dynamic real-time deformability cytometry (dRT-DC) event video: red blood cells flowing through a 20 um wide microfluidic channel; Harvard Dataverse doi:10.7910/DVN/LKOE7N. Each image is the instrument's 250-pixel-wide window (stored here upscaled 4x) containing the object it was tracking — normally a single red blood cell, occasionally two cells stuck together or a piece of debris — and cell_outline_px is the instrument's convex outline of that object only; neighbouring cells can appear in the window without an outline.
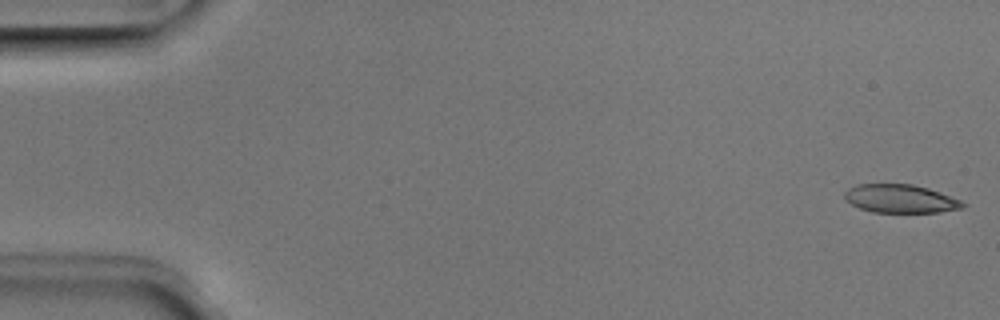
{"species": "Egyptian fruit bat (a non-hibernating species)", "species_latin": "Rousettus aegyptiacus", "temperature_condition": "room temperature", "stored_images_in_passage": 51, "camera_frame_rate_fps": 3000, "um_per_image_px": 0.085, "animal": {"sex": "male"}, "frame": {"image": 1, "passage_image": 1, "time_ms": 0.0, "image_size_px": [1000, 320], "cell_outline_px": [[968, 204], [964, 208], [940, 212], [872, 212], [860, 208], [844, 200], [844, 192], [848, 188], [856, 184], [912, 184], [928, 188], [940, 192], [960, 200]], "centroid_in_image_um": [76.53, 16.89], "position_along_channel_um": 8.5, "area_um2": 19.65}}
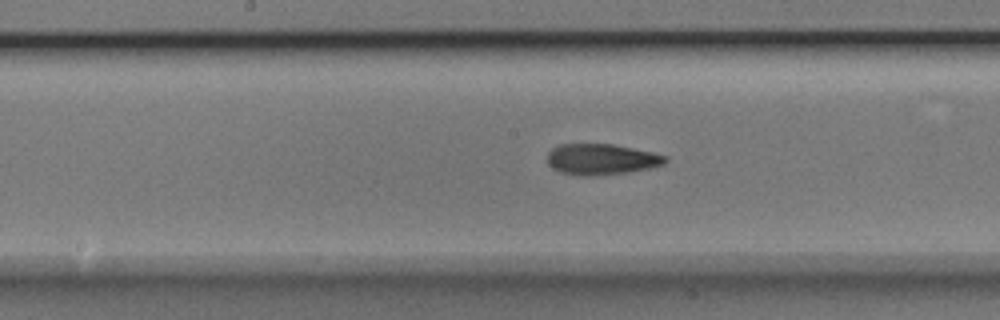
{"frame": {"image": 2, "passage_image": 26, "time_ms": 8.333, "image_size_px": [1000, 320], "cell_outline_px": [[668, 160], [664, 164], [652, 168], [628, 172], [588, 176], [584, 176], [560, 172], [552, 168], [548, 164], [548, 152], [552, 148], [560, 144], [612, 144], [652, 152], [668, 156]], "centroid_in_image_um": [51.13, 13.54], "position_along_channel_um": 197.1, "area_um2": 21.27}}
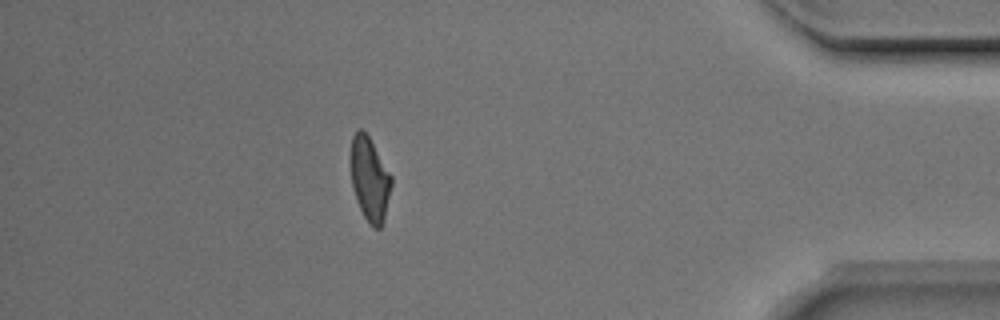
{"frame": {"image": 3, "passage_image": 45, "time_ms": 14.667, "image_size_px": [1000, 320], "cell_outline_px": [[392, 184], [384, 220], [380, 228], [376, 228], [364, 216], [356, 200], [352, 188], [348, 160], [352, 136], [356, 128], [360, 128], [368, 136], [392, 176]], "centroid_in_image_um": [31.38, 15.16], "position_along_channel_um": 403.8, "area_um2": 20.17}, "authors_computed_cell_mechanics": {"area_um2": 20.7502, "velocity_mm_per_s": 3.9504, "shape_relaxation_time_tau1_ms": 10.5829, "shape_relaxation_time_tau2_ms": 2.9941, "deformation_change_tau1": 0.2639, "deformation_change_tau2": 0.1074}}